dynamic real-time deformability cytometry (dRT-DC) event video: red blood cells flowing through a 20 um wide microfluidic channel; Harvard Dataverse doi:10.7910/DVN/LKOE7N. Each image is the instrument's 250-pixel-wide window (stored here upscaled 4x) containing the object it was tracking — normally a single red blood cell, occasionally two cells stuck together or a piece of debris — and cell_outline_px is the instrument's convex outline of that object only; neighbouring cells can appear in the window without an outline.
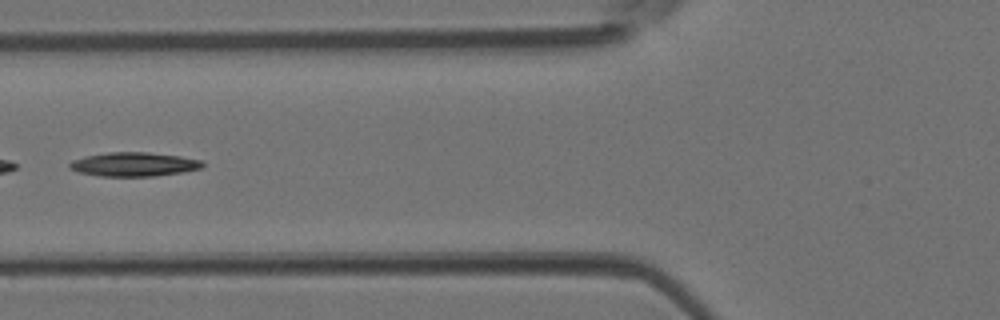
{"species": "Egyptian fruit bat (a non-hibernating species)", "species_latin": "Rousettus aegyptiacus", "temperature_condition": "room temperature", "stored_images_in_passage": 32, "camera_frame_rate_fps": 3000, "um_per_image_px": 0.085, "animal": {"sex": "female"}, "frame": {"image": 1, "passage_image": 10, "time_ms": 3.0, "image_size_px": [1000, 320], "cell_outline_px": [[204, 164], [200, 168], [180, 172], [152, 176], [100, 176], [80, 172], [68, 168], [68, 164], [72, 160], [84, 156], [108, 152], [148, 152], [180, 156], [204, 160]], "centroid_in_image_um": [11.36, 13.95], "position_along_channel_um": 114.4, "area_um2": 18.55}}